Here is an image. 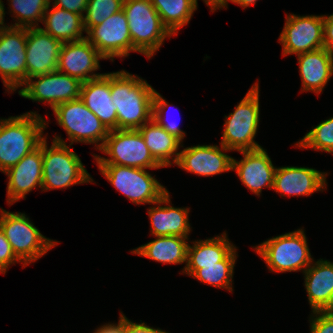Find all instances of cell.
<instances>
[{
	"mask_svg": "<svg viewBox=\"0 0 333 333\" xmlns=\"http://www.w3.org/2000/svg\"><path fill=\"white\" fill-rule=\"evenodd\" d=\"M332 60H333V49L331 50Z\"/></svg>",
	"mask_w": 333,
	"mask_h": 333,
	"instance_id": "obj_44",
	"label": "cell"
},
{
	"mask_svg": "<svg viewBox=\"0 0 333 333\" xmlns=\"http://www.w3.org/2000/svg\"><path fill=\"white\" fill-rule=\"evenodd\" d=\"M110 91L117 107V129L138 130L153 117L155 89L125 70L110 73Z\"/></svg>",
	"mask_w": 333,
	"mask_h": 333,
	"instance_id": "obj_1",
	"label": "cell"
},
{
	"mask_svg": "<svg viewBox=\"0 0 333 333\" xmlns=\"http://www.w3.org/2000/svg\"><path fill=\"white\" fill-rule=\"evenodd\" d=\"M86 34V39L105 59L113 61L114 57L124 58L132 52V40L123 9L91 27Z\"/></svg>",
	"mask_w": 333,
	"mask_h": 333,
	"instance_id": "obj_14",
	"label": "cell"
},
{
	"mask_svg": "<svg viewBox=\"0 0 333 333\" xmlns=\"http://www.w3.org/2000/svg\"><path fill=\"white\" fill-rule=\"evenodd\" d=\"M324 47L331 51L333 49V14L323 15Z\"/></svg>",
	"mask_w": 333,
	"mask_h": 333,
	"instance_id": "obj_39",
	"label": "cell"
},
{
	"mask_svg": "<svg viewBox=\"0 0 333 333\" xmlns=\"http://www.w3.org/2000/svg\"><path fill=\"white\" fill-rule=\"evenodd\" d=\"M235 248L219 265H186L183 274H187L202 283L233 292L232 278L237 258Z\"/></svg>",
	"mask_w": 333,
	"mask_h": 333,
	"instance_id": "obj_29",
	"label": "cell"
},
{
	"mask_svg": "<svg viewBox=\"0 0 333 333\" xmlns=\"http://www.w3.org/2000/svg\"><path fill=\"white\" fill-rule=\"evenodd\" d=\"M160 204H165L161 206ZM170 204L169 192L155 203L154 207L148 208L150 218L151 235L153 236H179L188 237L190 234L189 209L177 208ZM159 205V206H158Z\"/></svg>",
	"mask_w": 333,
	"mask_h": 333,
	"instance_id": "obj_23",
	"label": "cell"
},
{
	"mask_svg": "<svg viewBox=\"0 0 333 333\" xmlns=\"http://www.w3.org/2000/svg\"><path fill=\"white\" fill-rule=\"evenodd\" d=\"M53 111L58 124L66 131L68 140L71 141L70 146L74 142H83L96 144L98 150L102 148L109 130L80 98L61 103Z\"/></svg>",
	"mask_w": 333,
	"mask_h": 333,
	"instance_id": "obj_10",
	"label": "cell"
},
{
	"mask_svg": "<svg viewBox=\"0 0 333 333\" xmlns=\"http://www.w3.org/2000/svg\"><path fill=\"white\" fill-rule=\"evenodd\" d=\"M279 36L282 55L301 54L324 47L323 15L288 14Z\"/></svg>",
	"mask_w": 333,
	"mask_h": 333,
	"instance_id": "obj_13",
	"label": "cell"
},
{
	"mask_svg": "<svg viewBox=\"0 0 333 333\" xmlns=\"http://www.w3.org/2000/svg\"><path fill=\"white\" fill-rule=\"evenodd\" d=\"M100 172L132 203L155 204L168 190L146 169L115 164H97Z\"/></svg>",
	"mask_w": 333,
	"mask_h": 333,
	"instance_id": "obj_9",
	"label": "cell"
},
{
	"mask_svg": "<svg viewBox=\"0 0 333 333\" xmlns=\"http://www.w3.org/2000/svg\"><path fill=\"white\" fill-rule=\"evenodd\" d=\"M62 44L40 27L27 28V80L57 70Z\"/></svg>",
	"mask_w": 333,
	"mask_h": 333,
	"instance_id": "obj_16",
	"label": "cell"
},
{
	"mask_svg": "<svg viewBox=\"0 0 333 333\" xmlns=\"http://www.w3.org/2000/svg\"><path fill=\"white\" fill-rule=\"evenodd\" d=\"M54 6L84 16L88 0H53Z\"/></svg>",
	"mask_w": 333,
	"mask_h": 333,
	"instance_id": "obj_37",
	"label": "cell"
},
{
	"mask_svg": "<svg viewBox=\"0 0 333 333\" xmlns=\"http://www.w3.org/2000/svg\"><path fill=\"white\" fill-rule=\"evenodd\" d=\"M16 22L11 27L34 28L42 23L43 16L51 0H8Z\"/></svg>",
	"mask_w": 333,
	"mask_h": 333,
	"instance_id": "obj_31",
	"label": "cell"
},
{
	"mask_svg": "<svg viewBox=\"0 0 333 333\" xmlns=\"http://www.w3.org/2000/svg\"><path fill=\"white\" fill-rule=\"evenodd\" d=\"M46 139H42L43 191L93 182L79 156L61 137L55 135L50 148Z\"/></svg>",
	"mask_w": 333,
	"mask_h": 333,
	"instance_id": "obj_3",
	"label": "cell"
},
{
	"mask_svg": "<svg viewBox=\"0 0 333 333\" xmlns=\"http://www.w3.org/2000/svg\"><path fill=\"white\" fill-rule=\"evenodd\" d=\"M310 333H333V311L313 312Z\"/></svg>",
	"mask_w": 333,
	"mask_h": 333,
	"instance_id": "obj_35",
	"label": "cell"
},
{
	"mask_svg": "<svg viewBox=\"0 0 333 333\" xmlns=\"http://www.w3.org/2000/svg\"><path fill=\"white\" fill-rule=\"evenodd\" d=\"M123 333H169L166 331H163L162 329H156L153 327H150L143 323H134L130 321L125 315H124V332Z\"/></svg>",
	"mask_w": 333,
	"mask_h": 333,
	"instance_id": "obj_38",
	"label": "cell"
},
{
	"mask_svg": "<svg viewBox=\"0 0 333 333\" xmlns=\"http://www.w3.org/2000/svg\"><path fill=\"white\" fill-rule=\"evenodd\" d=\"M46 124L36 112L0 119V171L6 172L39 146Z\"/></svg>",
	"mask_w": 333,
	"mask_h": 333,
	"instance_id": "obj_2",
	"label": "cell"
},
{
	"mask_svg": "<svg viewBox=\"0 0 333 333\" xmlns=\"http://www.w3.org/2000/svg\"><path fill=\"white\" fill-rule=\"evenodd\" d=\"M295 145L333 154V117L322 121Z\"/></svg>",
	"mask_w": 333,
	"mask_h": 333,
	"instance_id": "obj_32",
	"label": "cell"
},
{
	"mask_svg": "<svg viewBox=\"0 0 333 333\" xmlns=\"http://www.w3.org/2000/svg\"><path fill=\"white\" fill-rule=\"evenodd\" d=\"M124 332V314L121 312L119 322L116 324L108 323L100 326L94 333H123Z\"/></svg>",
	"mask_w": 333,
	"mask_h": 333,
	"instance_id": "obj_40",
	"label": "cell"
},
{
	"mask_svg": "<svg viewBox=\"0 0 333 333\" xmlns=\"http://www.w3.org/2000/svg\"><path fill=\"white\" fill-rule=\"evenodd\" d=\"M302 92L320 94L333 75L331 51L325 47L297 55Z\"/></svg>",
	"mask_w": 333,
	"mask_h": 333,
	"instance_id": "obj_24",
	"label": "cell"
},
{
	"mask_svg": "<svg viewBox=\"0 0 333 333\" xmlns=\"http://www.w3.org/2000/svg\"><path fill=\"white\" fill-rule=\"evenodd\" d=\"M231 151L221 145H197L179 152L176 165L200 176H213L232 171V157L222 152Z\"/></svg>",
	"mask_w": 333,
	"mask_h": 333,
	"instance_id": "obj_18",
	"label": "cell"
},
{
	"mask_svg": "<svg viewBox=\"0 0 333 333\" xmlns=\"http://www.w3.org/2000/svg\"><path fill=\"white\" fill-rule=\"evenodd\" d=\"M16 262L23 264L14 254L11 244L0 228V273L5 274L9 266Z\"/></svg>",
	"mask_w": 333,
	"mask_h": 333,
	"instance_id": "obj_36",
	"label": "cell"
},
{
	"mask_svg": "<svg viewBox=\"0 0 333 333\" xmlns=\"http://www.w3.org/2000/svg\"><path fill=\"white\" fill-rule=\"evenodd\" d=\"M108 158L94 155L97 164H115L132 168L158 169L162 166L153 158L138 130H111L100 149Z\"/></svg>",
	"mask_w": 333,
	"mask_h": 333,
	"instance_id": "obj_8",
	"label": "cell"
},
{
	"mask_svg": "<svg viewBox=\"0 0 333 333\" xmlns=\"http://www.w3.org/2000/svg\"><path fill=\"white\" fill-rule=\"evenodd\" d=\"M51 2L46 9L42 24L45 28L40 27L44 32L50 34L62 43L79 41L86 36H83L85 31L83 25V17L77 13H72L53 5L51 11L49 8ZM49 11V12H48Z\"/></svg>",
	"mask_w": 333,
	"mask_h": 333,
	"instance_id": "obj_26",
	"label": "cell"
},
{
	"mask_svg": "<svg viewBox=\"0 0 333 333\" xmlns=\"http://www.w3.org/2000/svg\"><path fill=\"white\" fill-rule=\"evenodd\" d=\"M80 99L109 130L117 129V107L110 91V73L82 82Z\"/></svg>",
	"mask_w": 333,
	"mask_h": 333,
	"instance_id": "obj_22",
	"label": "cell"
},
{
	"mask_svg": "<svg viewBox=\"0 0 333 333\" xmlns=\"http://www.w3.org/2000/svg\"><path fill=\"white\" fill-rule=\"evenodd\" d=\"M232 3L240 5L243 9L256 4L257 0H231Z\"/></svg>",
	"mask_w": 333,
	"mask_h": 333,
	"instance_id": "obj_42",
	"label": "cell"
},
{
	"mask_svg": "<svg viewBox=\"0 0 333 333\" xmlns=\"http://www.w3.org/2000/svg\"><path fill=\"white\" fill-rule=\"evenodd\" d=\"M304 229H298L268 239L255 246V252L265 261L271 272L305 271L311 257Z\"/></svg>",
	"mask_w": 333,
	"mask_h": 333,
	"instance_id": "obj_5",
	"label": "cell"
},
{
	"mask_svg": "<svg viewBox=\"0 0 333 333\" xmlns=\"http://www.w3.org/2000/svg\"><path fill=\"white\" fill-rule=\"evenodd\" d=\"M163 25L174 36L191 20L197 9L196 0H150Z\"/></svg>",
	"mask_w": 333,
	"mask_h": 333,
	"instance_id": "obj_30",
	"label": "cell"
},
{
	"mask_svg": "<svg viewBox=\"0 0 333 333\" xmlns=\"http://www.w3.org/2000/svg\"><path fill=\"white\" fill-rule=\"evenodd\" d=\"M187 240L188 237L156 236L155 240L131 250V253L163 264L187 263Z\"/></svg>",
	"mask_w": 333,
	"mask_h": 333,
	"instance_id": "obj_27",
	"label": "cell"
},
{
	"mask_svg": "<svg viewBox=\"0 0 333 333\" xmlns=\"http://www.w3.org/2000/svg\"><path fill=\"white\" fill-rule=\"evenodd\" d=\"M206 5L210 6V10L215 12L219 8H225L228 6V1L231 0H203ZM197 2V0H196Z\"/></svg>",
	"mask_w": 333,
	"mask_h": 333,
	"instance_id": "obj_41",
	"label": "cell"
},
{
	"mask_svg": "<svg viewBox=\"0 0 333 333\" xmlns=\"http://www.w3.org/2000/svg\"><path fill=\"white\" fill-rule=\"evenodd\" d=\"M26 42L27 28L10 26L0 30V76L9 92L27 81Z\"/></svg>",
	"mask_w": 333,
	"mask_h": 333,
	"instance_id": "obj_11",
	"label": "cell"
},
{
	"mask_svg": "<svg viewBox=\"0 0 333 333\" xmlns=\"http://www.w3.org/2000/svg\"><path fill=\"white\" fill-rule=\"evenodd\" d=\"M325 172L308 168L285 166L276 168L273 189L280 196H309L326 189Z\"/></svg>",
	"mask_w": 333,
	"mask_h": 333,
	"instance_id": "obj_20",
	"label": "cell"
},
{
	"mask_svg": "<svg viewBox=\"0 0 333 333\" xmlns=\"http://www.w3.org/2000/svg\"><path fill=\"white\" fill-rule=\"evenodd\" d=\"M303 274L312 312L333 311V262L319 259Z\"/></svg>",
	"mask_w": 333,
	"mask_h": 333,
	"instance_id": "obj_21",
	"label": "cell"
},
{
	"mask_svg": "<svg viewBox=\"0 0 333 333\" xmlns=\"http://www.w3.org/2000/svg\"><path fill=\"white\" fill-rule=\"evenodd\" d=\"M122 9L128 21L132 52L150 59L172 34L163 25L150 0H124Z\"/></svg>",
	"mask_w": 333,
	"mask_h": 333,
	"instance_id": "obj_4",
	"label": "cell"
},
{
	"mask_svg": "<svg viewBox=\"0 0 333 333\" xmlns=\"http://www.w3.org/2000/svg\"><path fill=\"white\" fill-rule=\"evenodd\" d=\"M243 159H232V170L249 190L259 196L263 187L273 189L276 167L262 147L255 150L240 151Z\"/></svg>",
	"mask_w": 333,
	"mask_h": 333,
	"instance_id": "obj_19",
	"label": "cell"
},
{
	"mask_svg": "<svg viewBox=\"0 0 333 333\" xmlns=\"http://www.w3.org/2000/svg\"><path fill=\"white\" fill-rule=\"evenodd\" d=\"M0 228L23 267L35 262L58 244L43 236L25 213L0 209Z\"/></svg>",
	"mask_w": 333,
	"mask_h": 333,
	"instance_id": "obj_7",
	"label": "cell"
},
{
	"mask_svg": "<svg viewBox=\"0 0 333 333\" xmlns=\"http://www.w3.org/2000/svg\"><path fill=\"white\" fill-rule=\"evenodd\" d=\"M259 83L252 85L233 113L225 115L221 145L229 150L247 151L261 148L255 142L259 126Z\"/></svg>",
	"mask_w": 333,
	"mask_h": 333,
	"instance_id": "obj_6",
	"label": "cell"
},
{
	"mask_svg": "<svg viewBox=\"0 0 333 333\" xmlns=\"http://www.w3.org/2000/svg\"><path fill=\"white\" fill-rule=\"evenodd\" d=\"M192 243V246L188 244L186 265H219L236 248L229 242L226 232Z\"/></svg>",
	"mask_w": 333,
	"mask_h": 333,
	"instance_id": "obj_28",
	"label": "cell"
},
{
	"mask_svg": "<svg viewBox=\"0 0 333 333\" xmlns=\"http://www.w3.org/2000/svg\"><path fill=\"white\" fill-rule=\"evenodd\" d=\"M141 133L145 144L150 150L153 158L162 166L167 167L177 163L179 147H183L181 141L176 136L169 134L162 126H160L152 118L138 129ZM173 157V158H172Z\"/></svg>",
	"mask_w": 333,
	"mask_h": 333,
	"instance_id": "obj_25",
	"label": "cell"
},
{
	"mask_svg": "<svg viewBox=\"0 0 333 333\" xmlns=\"http://www.w3.org/2000/svg\"><path fill=\"white\" fill-rule=\"evenodd\" d=\"M81 85L79 79L55 70L29 78L18 93L21 97L32 101L48 102L54 109L61 103L79 99Z\"/></svg>",
	"mask_w": 333,
	"mask_h": 333,
	"instance_id": "obj_12",
	"label": "cell"
},
{
	"mask_svg": "<svg viewBox=\"0 0 333 333\" xmlns=\"http://www.w3.org/2000/svg\"><path fill=\"white\" fill-rule=\"evenodd\" d=\"M170 106L169 103L155 90L153 97V119L160 126H162L169 134H172L179 138L181 141L185 137V132L180 129L179 125L175 122L168 121L166 116V110ZM164 116V117H163ZM165 118L167 121H165Z\"/></svg>",
	"mask_w": 333,
	"mask_h": 333,
	"instance_id": "obj_34",
	"label": "cell"
},
{
	"mask_svg": "<svg viewBox=\"0 0 333 333\" xmlns=\"http://www.w3.org/2000/svg\"><path fill=\"white\" fill-rule=\"evenodd\" d=\"M8 177L7 202L12 205L36 187L42 190L43 161H42V140L39 146L15 166L4 172Z\"/></svg>",
	"mask_w": 333,
	"mask_h": 333,
	"instance_id": "obj_17",
	"label": "cell"
},
{
	"mask_svg": "<svg viewBox=\"0 0 333 333\" xmlns=\"http://www.w3.org/2000/svg\"><path fill=\"white\" fill-rule=\"evenodd\" d=\"M4 17H5V8H4L3 1L0 0V30L2 28L9 27L8 25H6V23H4Z\"/></svg>",
	"mask_w": 333,
	"mask_h": 333,
	"instance_id": "obj_43",
	"label": "cell"
},
{
	"mask_svg": "<svg viewBox=\"0 0 333 333\" xmlns=\"http://www.w3.org/2000/svg\"><path fill=\"white\" fill-rule=\"evenodd\" d=\"M100 59L105 58L86 38L63 43L57 70L75 77L81 82H86L103 75L94 73L100 68Z\"/></svg>",
	"mask_w": 333,
	"mask_h": 333,
	"instance_id": "obj_15",
	"label": "cell"
},
{
	"mask_svg": "<svg viewBox=\"0 0 333 333\" xmlns=\"http://www.w3.org/2000/svg\"><path fill=\"white\" fill-rule=\"evenodd\" d=\"M124 0H88L83 16L85 32L122 10Z\"/></svg>",
	"mask_w": 333,
	"mask_h": 333,
	"instance_id": "obj_33",
	"label": "cell"
}]
</instances>
